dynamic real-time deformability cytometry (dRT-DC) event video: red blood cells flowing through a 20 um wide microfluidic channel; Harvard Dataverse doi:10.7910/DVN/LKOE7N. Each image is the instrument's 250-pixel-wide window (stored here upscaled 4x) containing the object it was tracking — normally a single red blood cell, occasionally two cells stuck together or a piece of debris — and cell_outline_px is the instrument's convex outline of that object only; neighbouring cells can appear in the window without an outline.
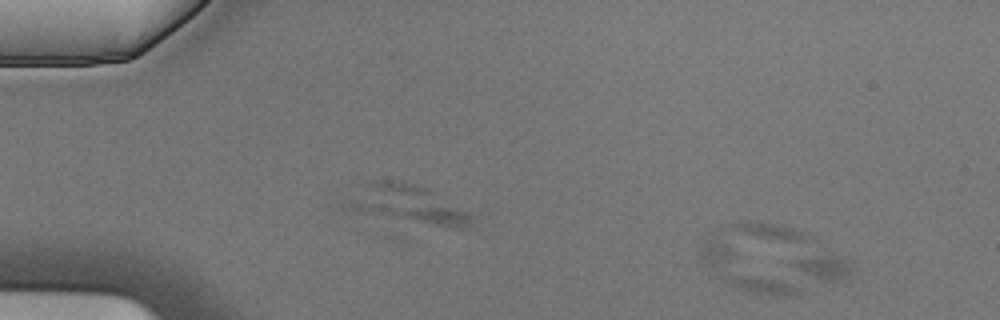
{"species": "Egyptian fruit bat (a non-hibernating species)", "species_latin": "Rousettus aegyptiacus", "temperature_condition": "cold", "stored_images_in_passage": 5, "segment_of_instrument_passage": [2, 2], "camera_frame_rate_fps": 3000, "um_per_image_px": 0.085, "animal": {"sex": "male"}, "frame": {"image": 1, "passage_image": 5, "time_ms": 1.333, "image_size_px": [1000, 320], "cell_outline_px": [[804, 292], [792, 296], [768, 296], [748, 292], [736, 288], [724, 280], [704, 264], [696, 252], [704, 240], [708, 236], [712, 236], [792, 284]], "centroid_in_image_um": [63.15, 22.99], "position_along_channel_um": 21.9, "area_um2": 20.11}}